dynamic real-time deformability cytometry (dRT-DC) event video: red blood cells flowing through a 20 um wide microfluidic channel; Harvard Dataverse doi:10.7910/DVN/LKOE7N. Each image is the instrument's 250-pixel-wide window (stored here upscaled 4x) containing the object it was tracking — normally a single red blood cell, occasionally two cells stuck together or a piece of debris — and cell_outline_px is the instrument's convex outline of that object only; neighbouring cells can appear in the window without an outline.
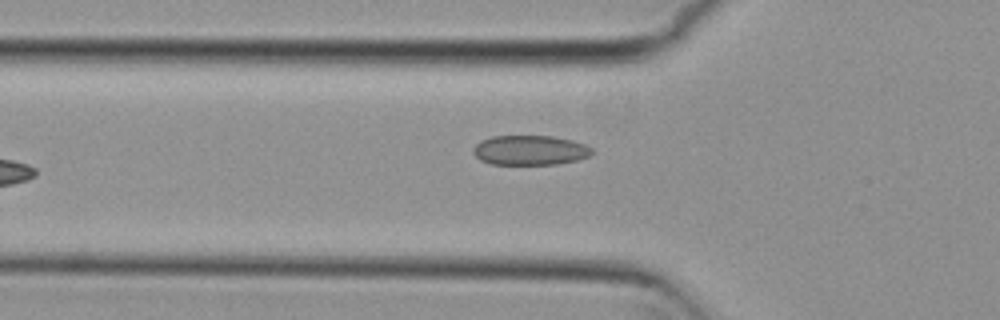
{"species": "common noctule bat (a hibernating species)", "species_latin": "Nyctalus noctula", "temperature_condition": "cold", "stored_images_in_passage": 7, "camera_frame_rate_fps": 3000, "um_per_image_px": 0.085, "animal": {"sex": "female", "body_mass_g": 29.2, "forearm_length_mm": 56.3}, "frame": {"image": 1, "passage_image": 6, "time_ms": 1.667, "image_size_px": [1000, 320], "cell_outline_px": [[596, 152], [588, 156], [576, 160], [556, 164], [492, 164], [480, 160], [472, 152], [472, 148], [480, 140], [492, 136], [552, 136], [572, 140], [584, 144], [592, 148]], "centroid_in_image_um": [45.04, 12.76], "position_along_channel_um": 80.8, "area_um2": 20.63}}
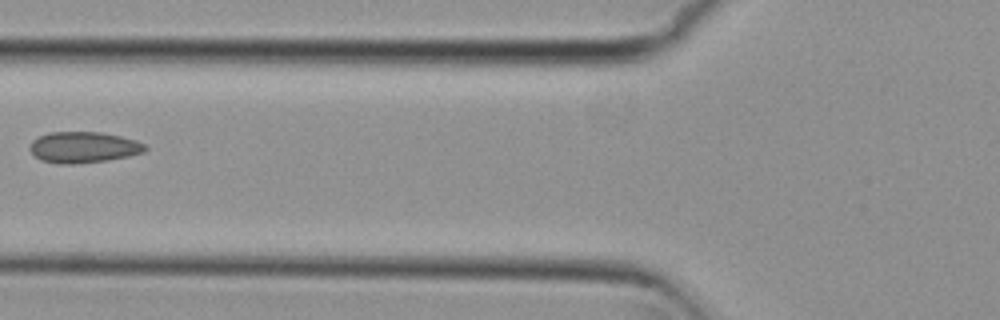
{"frame": {"image": 2, "passage_image": 7, "time_ms": 2.0, "image_size_px": [1000, 320], "cell_outline_px": [[148, 148], [144, 152], [128, 156], [108, 160], [72, 164], [60, 164], [40, 160], [28, 148], [32, 140], [48, 132], [100, 132], [120, 136], [136, 140], [144, 144]], "centroid_in_image_um": [7.09, 12.52], "position_along_channel_um": 118.7, "area_um2": 20.87}}